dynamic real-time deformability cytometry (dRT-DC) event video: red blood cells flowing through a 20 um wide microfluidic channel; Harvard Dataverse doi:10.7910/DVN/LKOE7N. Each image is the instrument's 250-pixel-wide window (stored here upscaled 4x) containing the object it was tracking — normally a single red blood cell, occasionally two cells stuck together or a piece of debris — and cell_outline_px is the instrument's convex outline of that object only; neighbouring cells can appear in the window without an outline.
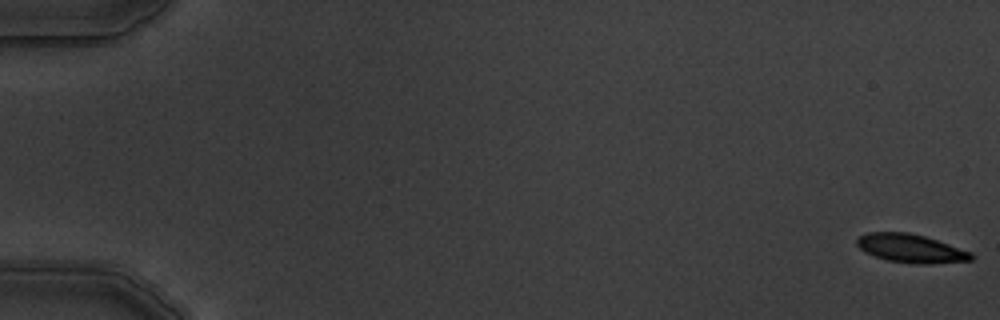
{"species": "common noctule bat (a hibernating species)", "species_latin": "Nyctalus noctula", "temperature_condition": "warm", "stored_images_in_passage": 5, "camera_frame_rate_fps": 3000, "um_per_image_px": 0.085, "animal": {"sex": "male", "body_mass_g": 19.5, "forearm_length_mm": 54.6}, "frame": {"image": 1, "passage_image": 1, "time_ms": 0.0, "image_size_px": [1000, 320], "cell_outline_px": [[976, 256], [972, 260], [924, 264], [916, 264], [888, 260], [864, 252], [856, 244], [856, 236], [868, 232], [908, 232], [924, 236], [972, 252]], "centroid_in_image_um": [77.4, 21.1], "position_along_channel_um": 7.6, "area_um2": 18.96}}
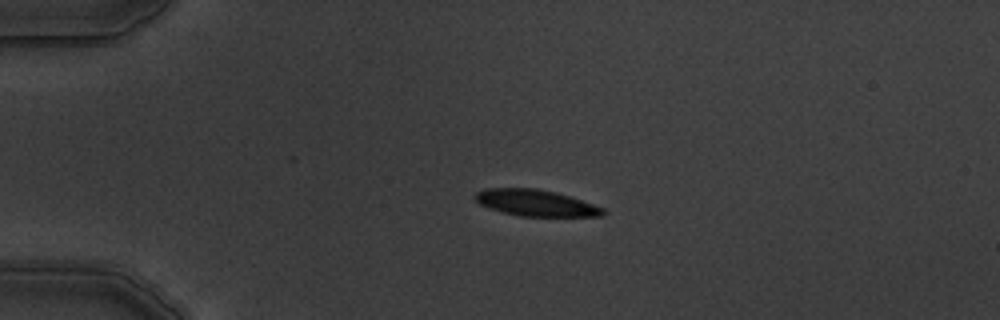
{"frame": {"image": 2, "passage_image": 4, "time_ms": 4.333, "image_size_px": [1000, 320], "cell_outline_px": [[604, 216], [520, 216], [488, 208], [480, 204], [472, 196], [476, 192], [484, 188], [536, 188], [556, 192], [604, 208]], "centroid_in_image_um": [45.48, 17.24], "position_along_channel_um": 39.5, "area_um2": 19.54}}